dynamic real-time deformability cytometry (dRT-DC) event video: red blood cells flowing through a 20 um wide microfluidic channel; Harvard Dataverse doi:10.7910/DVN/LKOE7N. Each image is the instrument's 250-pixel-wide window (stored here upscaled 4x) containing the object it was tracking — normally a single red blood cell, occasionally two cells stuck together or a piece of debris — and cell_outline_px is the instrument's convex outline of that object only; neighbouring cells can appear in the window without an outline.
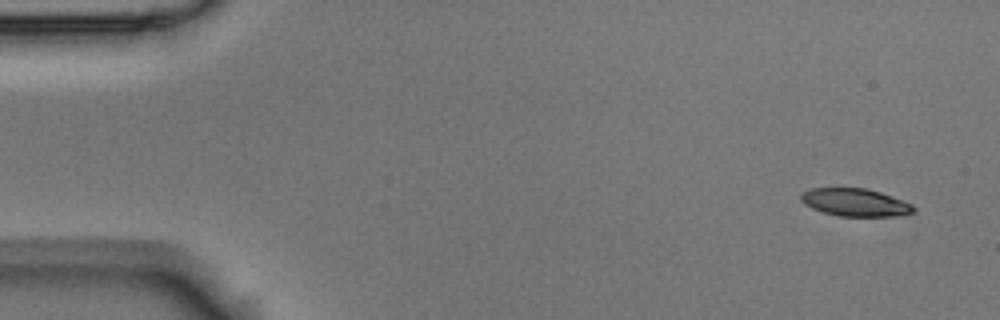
{"species": "Egyptian fruit bat (a non-hibernating species)", "species_latin": "Rousettus aegyptiacus", "temperature_condition": "room temperature", "stored_images_in_passage": 4, "camera_frame_rate_fps": 3000, "um_per_image_px": 0.085, "animal": {"sex": "male"}, "frame": {"image": 1, "passage_image": 1, "time_ms": 0.0, "image_size_px": [1000, 320], "cell_outline_px": [[916, 208], [912, 212], [896, 216], [840, 216], [824, 212], [812, 208], [804, 204], [800, 200], [800, 196], [804, 192], [812, 188], [864, 188], [880, 192], [912, 204]], "centroid_in_image_um": [72.67, 17.2], "position_along_channel_um": 12.3, "area_um2": 17.98}}
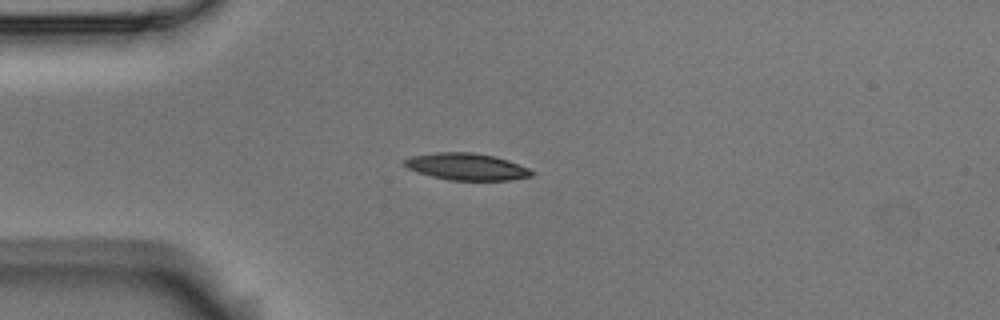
{"frame": {"image": 2, "passage_image": 4, "time_ms": 1.0, "image_size_px": [1000, 320], "cell_outline_px": [[536, 172], [532, 176], [508, 180], [448, 180], [416, 172], [408, 168], [404, 164], [404, 160], [412, 156], [436, 152], [472, 152], [492, 156], [508, 160], [528, 168]], "centroid_in_image_um": [39.66, 14.17], "position_along_channel_um": 45.3, "area_um2": 19.83}}